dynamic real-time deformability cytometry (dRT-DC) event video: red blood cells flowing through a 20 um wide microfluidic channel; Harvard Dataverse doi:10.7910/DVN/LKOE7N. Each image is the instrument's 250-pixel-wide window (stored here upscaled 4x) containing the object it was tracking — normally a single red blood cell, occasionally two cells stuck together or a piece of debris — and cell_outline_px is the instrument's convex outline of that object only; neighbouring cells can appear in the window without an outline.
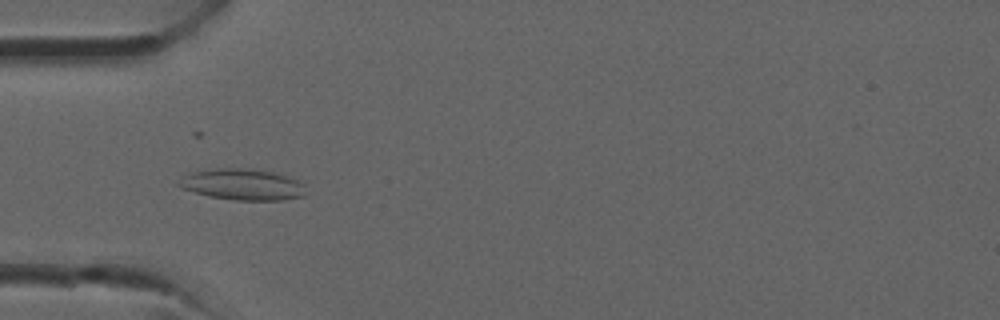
{"species": "common noctule bat (a hibernating species)", "species_latin": "Nyctalus noctula", "temperature_condition": "room temperature", "stored_images_in_passage": 37, "camera_frame_rate_fps": 3000, "um_per_image_px": 0.085, "animal": {"sex": "male", "forearm_length_mm": 52.5}, "frame": {"image": 1, "passage_image": 11, "time_ms": 3.333, "image_size_px": [1000, 320], "cell_outline_px": [[304, 196], [284, 200], [236, 200], [208, 196], [180, 188], [176, 184], [180, 176], [192, 172], [216, 168], [252, 168], [272, 172], [288, 176], [304, 184]], "centroid_in_image_um": [20.57, 15.67], "position_along_channel_um": 64.4, "area_um2": 23.29}}
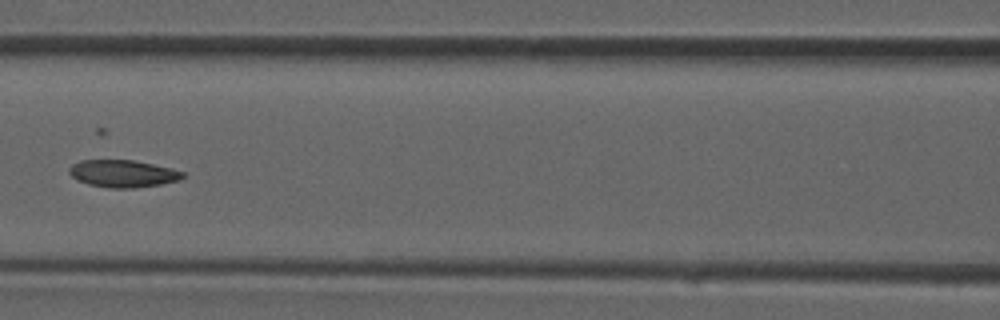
{"frame": {"image": 2, "passage_image": 16, "time_ms": 5.0, "image_size_px": [1000, 320], "cell_outline_px": [[184, 176], [180, 180], [160, 184], [132, 188], [108, 188], [88, 184], [76, 180], [68, 172], [68, 168], [72, 164], [80, 160], [132, 160], [172, 168], [184, 172]], "centroid_in_image_um": [10.42, 14.75], "position_along_channel_um": 156.2, "area_um2": 18.09}}
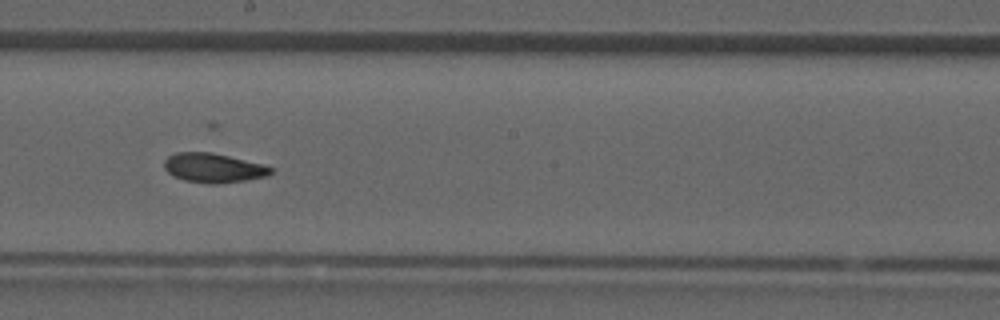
{"frame": {"image": 3, "passage_image": 20, "time_ms": 6.333, "image_size_px": [1000, 320], "cell_outline_px": [[272, 172], [268, 176], [244, 180], [216, 184], [208, 184], [184, 180], [172, 176], [164, 168], [164, 160], [168, 156], [176, 152], [212, 152], [264, 164], [272, 168]], "centroid_in_image_um": [18.12, 14.27], "position_along_channel_um": 230.1, "area_um2": 18.32}}